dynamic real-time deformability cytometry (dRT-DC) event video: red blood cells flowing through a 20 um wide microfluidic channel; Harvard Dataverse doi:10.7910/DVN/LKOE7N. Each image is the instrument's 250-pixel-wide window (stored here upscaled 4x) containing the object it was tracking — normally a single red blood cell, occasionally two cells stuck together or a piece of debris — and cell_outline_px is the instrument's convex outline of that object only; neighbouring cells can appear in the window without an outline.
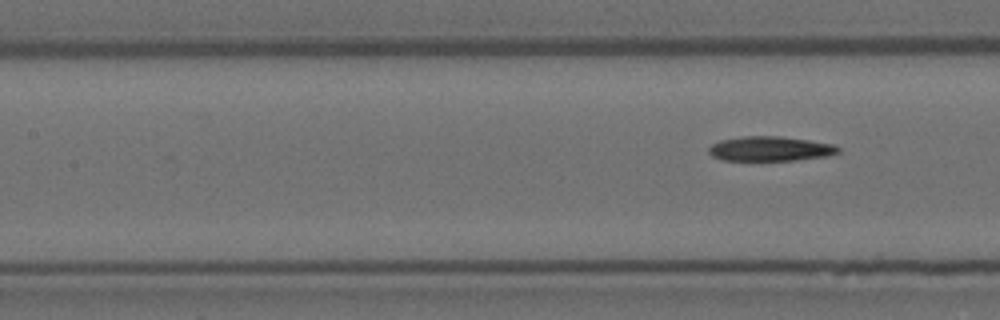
{"species": "Egyptian fruit bat (a non-hibernating species)", "species_latin": "Rousettus aegyptiacus", "temperature_condition": "room temperature", "stored_images_in_passage": 8, "segment_of_instrument_passage": [2, 2], "camera_frame_rate_fps": 3000, "um_per_image_px": 0.085, "animal": {"sex": "female"}, "frame": {"image": 1, "passage_image": 8, "time_ms": 2.333, "image_size_px": [1000, 320], "cell_outline_px": [[840, 152], [828, 156], [796, 160], [724, 160], [712, 156], [708, 152], [708, 148], [712, 144], [720, 140], [740, 136], [780, 136], [808, 140], [832, 144], [840, 148]], "centroid_in_image_um": [65.46, 12.64], "position_along_channel_um": 141.9, "area_um2": 18.61}}